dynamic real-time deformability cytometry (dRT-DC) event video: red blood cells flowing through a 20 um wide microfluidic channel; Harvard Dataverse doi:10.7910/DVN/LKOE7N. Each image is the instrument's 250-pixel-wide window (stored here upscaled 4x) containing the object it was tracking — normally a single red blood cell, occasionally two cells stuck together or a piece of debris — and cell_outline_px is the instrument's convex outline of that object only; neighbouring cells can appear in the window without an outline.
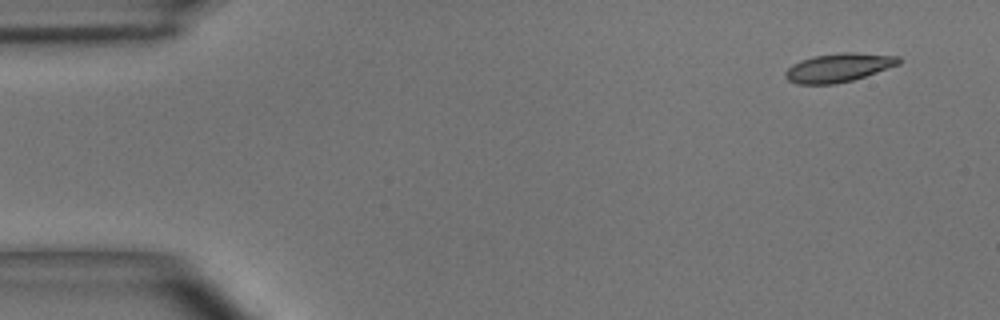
{"species": "common noctule bat (a hibernating species)", "species_latin": "Nyctalus noctula", "temperature_condition": "room temperature", "stored_images_in_passage": 46, "camera_frame_rate_fps": 3000, "um_per_image_px": 0.085, "animal": {"sex": "male", "body_mass_g": 15.6}, "frame": {"image": 1, "passage_image": 1, "time_ms": 0.0, "image_size_px": [1000, 320], "cell_outline_px": [[904, 60], [900, 64], [852, 80], [836, 84], [796, 84], [788, 80], [784, 76], [784, 72], [792, 64], [800, 60], [812, 56], [840, 52], [856, 52], [900, 56]], "centroid_in_image_um": [71.28, 5.73], "position_along_channel_um": 13.7, "area_um2": 19.19}}
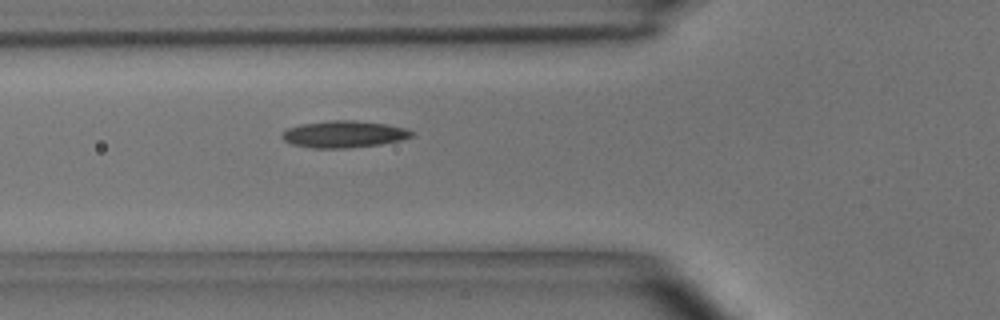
{"frame": {"image": 2, "passage_image": 15, "time_ms": 4.667, "image_size_px": [1000, 320], "cell_outline_px": [[416, 132], [412, 136], [404, 140], [380, 144], [348, 148], [312, 148], [292, 144], [284, 140], [280, 136], [280, 132], [288, 128], [300, 124], [328, 120], [356, 120], [388, 124], [404, 128]], "centroid_in_image_um": [29.23, 11.4], "position_along_channel_um": 96.6, "area_um2": 20.58}}
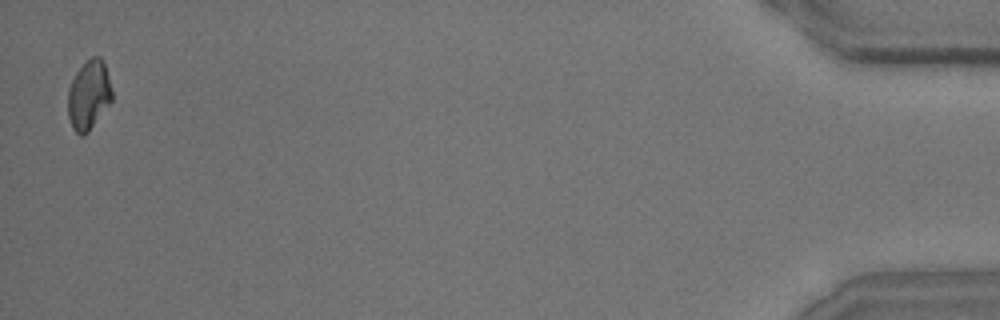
{"frame": {"image": 3, "passage_image": 46, "time_ms": 15.0, "image_size_px": [1000, 320], "cell_outline_px": [[112, 100], [88, 132], [84, 136], [80, 136], [72, 128], [68, 116], [68, 88], [76, 72], [92, 56], [100, 56], [104, 64], [112, 88]], "centroid_in_image_um": [7.54, 8.1], "position_along_channel_um": 427.7, "area_um2": 17.69}, "authors_computed_cell_mechanics": {"area_um2": 18.9873, "velocity_mm_per_s": 4.0602, "shape_relaxation_time_tau1_ms": 3.6528, "shape_relaxation_time_tau2_ms": 4.8642, "deformation_change_tau1": 0.1241, "deformation_change_tau2": 0.1179}}